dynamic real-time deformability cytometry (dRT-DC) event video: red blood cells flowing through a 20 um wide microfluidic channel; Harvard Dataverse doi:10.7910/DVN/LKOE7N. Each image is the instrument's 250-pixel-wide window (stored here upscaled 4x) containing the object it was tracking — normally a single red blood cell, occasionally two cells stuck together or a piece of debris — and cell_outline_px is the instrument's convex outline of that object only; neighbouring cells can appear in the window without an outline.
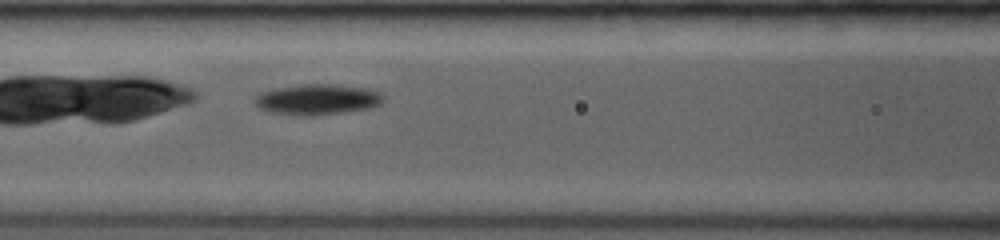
{"species": "common noctule bat (a hibernating species)", "species_latin": "Nyctalus noctula", "temperature_condition": "room temperature", "stored_images_in_passage": 6, "segment_of_instrument_passage": [1, 2], "camera_frame_rate_fps": 3500, "um_per_image_px": 0.085, "animal": {"sex": "female", "body_mass_g": 19.0, "forearm_length_mm": 53.3}, "frame": {"image": 1, "passage_image": 5, "time_ms": 2.857, "image_size_px": [1000, 240], "cell_outline_px": [[384, 100], [380, 104], [368, 108], [312, 116], [292, 116], [268, 112], [260, 108], [256, 104], [256, 96], [260, 92], [272, 88], [300, 84], [336, 84], [368, 88], [380, 92], [384, 96]], "centroid_in_image_um": [26.95, 8.45], "position_along_channel_um": 139.7, "area_um2": 23.24}}